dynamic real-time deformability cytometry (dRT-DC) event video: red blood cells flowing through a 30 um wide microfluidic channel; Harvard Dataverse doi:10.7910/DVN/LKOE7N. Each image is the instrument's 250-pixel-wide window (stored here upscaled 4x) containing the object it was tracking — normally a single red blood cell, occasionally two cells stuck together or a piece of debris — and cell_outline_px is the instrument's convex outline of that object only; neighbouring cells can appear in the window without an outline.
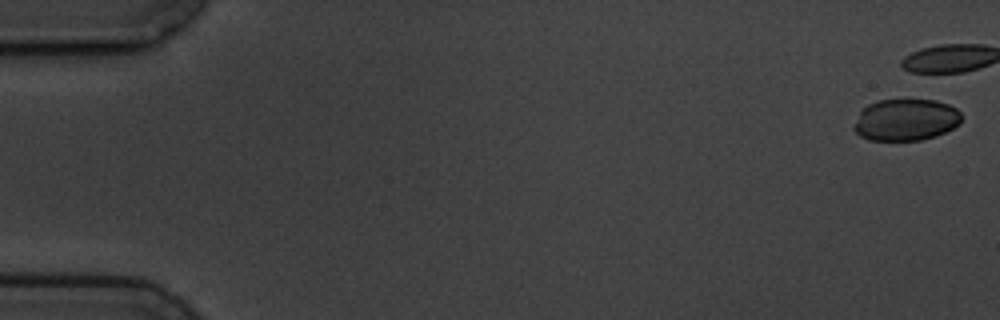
{"species": "common noctule bat (a hibernating species)", "species_latin": "Nyctalus noctula", "temperature_condition": "cold", "stored_images_in_passage": 7, "camera_frame_rate_fps": 3000, "um_per_image_px": 0.085, "animal": {"sex": "male", "body_mass_g": 19.5, "forearm_length_mm": 54.6}, "frame": {"image": 1, "passage_image": 1, "time_ms": 0.0, "image_size_px": [1000, 320], "cell_outline_px": [[960, 124], [936, 136], [920, 140], [868, 140], [860, 136], [852, 128], [860, 112], [868, 104], [876, 100], [936, 100], [948, 104], [956, 108], [960, 112]], "centroid_in_image_um": [76.98, 10.18], "position_along_channel_um": 8.0, "area_um2": 26.13}}